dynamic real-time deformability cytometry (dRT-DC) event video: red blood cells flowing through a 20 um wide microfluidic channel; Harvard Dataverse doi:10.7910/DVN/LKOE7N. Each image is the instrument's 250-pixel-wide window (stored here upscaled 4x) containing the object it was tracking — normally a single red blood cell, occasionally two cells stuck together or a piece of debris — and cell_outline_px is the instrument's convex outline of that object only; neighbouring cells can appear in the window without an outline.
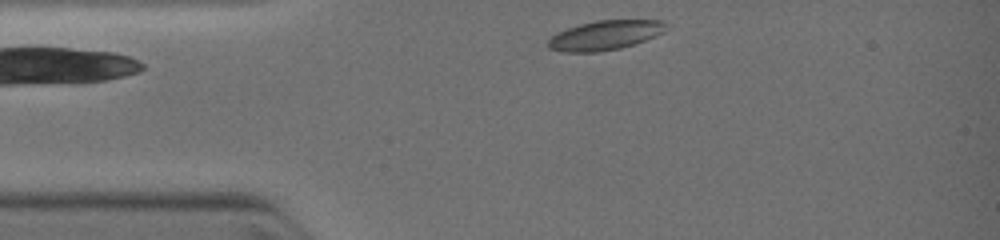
{"species": "common noctule bat (a hibernating species)", "species_latin": "Nyctalus noctula", "temperature_condition": "warm", "stored_images_in_passage": 2, "camera_frame_rate_fps": 3000, "um_per_image_px": 0.085, "animal": {"sex": "female", "body_mass_g": 19.0, "forearm_length_mm": 51.5}, "frame": {"image": 1, "passage_image": 1, "time_ms": 0.0, "image_size_px": [1000, 240], "cell_outline_px": [[664, 24], [660, 32], [644, 40], [620, 48], [596, 52], [564, 52], [548, 48], [548, 40], [552, 36], [568, 28], [580, 24], [596, 20], [660, 20]], "centroid_in_image_um": [51.33, 3.0], "position_along_channel_um": 33.7, "area_um2": 19.59}}